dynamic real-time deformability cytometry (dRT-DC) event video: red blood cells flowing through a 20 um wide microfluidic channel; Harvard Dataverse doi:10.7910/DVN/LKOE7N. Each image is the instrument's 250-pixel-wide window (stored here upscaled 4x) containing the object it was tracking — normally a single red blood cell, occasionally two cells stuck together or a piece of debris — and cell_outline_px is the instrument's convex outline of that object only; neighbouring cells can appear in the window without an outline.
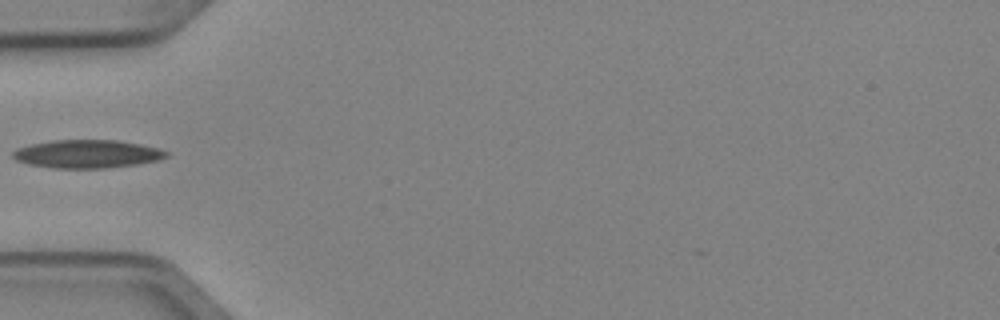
{"species": "Egyptian fruit bat (a non-hibernating species)", "species_latin": "Rousettus aegyptiacus", "temperature_condition": "cold", "stored_images_in_passage": 2, "camera_frame_rate_fps": 3000, "um_per_image_px": 0.085, "animal": {"sex": "female"}, "frame": {"image": 1, "passage_image": 1, "time_ms": 0.0, "image_size_px": [1000, 320], "cell_outline_px": [[168, 156], [160, 160], [136, 164], [104, 168], [52, 168], [28, 164], [16, 160], [12, 156], [12, 152], [16, 148], [32, 144], [52, 140], [120, 140], [160, 148], [168, 152]], "centroid_in_image_um": [7.42, 13.08], "position_along_channel_um": 77.6, "area_um2": 25.32}}
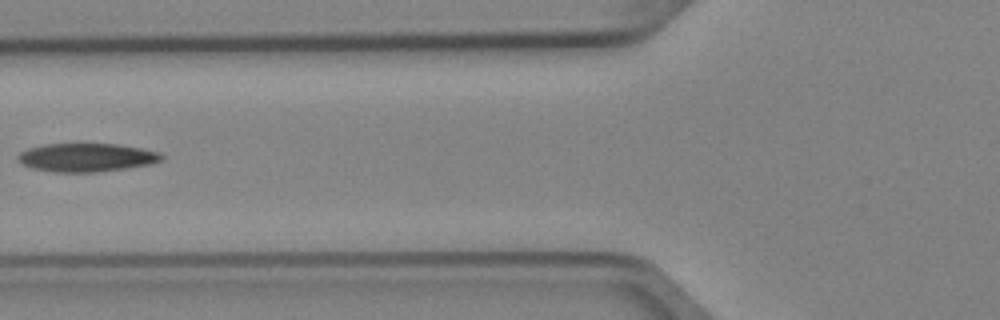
{"frame": {"image": 2, "passage_image": 2, "time_ms": 0.333, "image_size_px": [1000, 320], "cell_outline_px": [[164, 160], [152, 164], [96, 172], [52, 172], [32, 168], [24, 164], [16, 156], [20, 152], [28, 148], [44, 144], [80, 140], [116, 144], [140, 148], [160, 152], [164, 156]], "centroid_in_image_um": [7.36, 13.33], "position_along_channel_um": 118.4, "area_um2": 24.8}}